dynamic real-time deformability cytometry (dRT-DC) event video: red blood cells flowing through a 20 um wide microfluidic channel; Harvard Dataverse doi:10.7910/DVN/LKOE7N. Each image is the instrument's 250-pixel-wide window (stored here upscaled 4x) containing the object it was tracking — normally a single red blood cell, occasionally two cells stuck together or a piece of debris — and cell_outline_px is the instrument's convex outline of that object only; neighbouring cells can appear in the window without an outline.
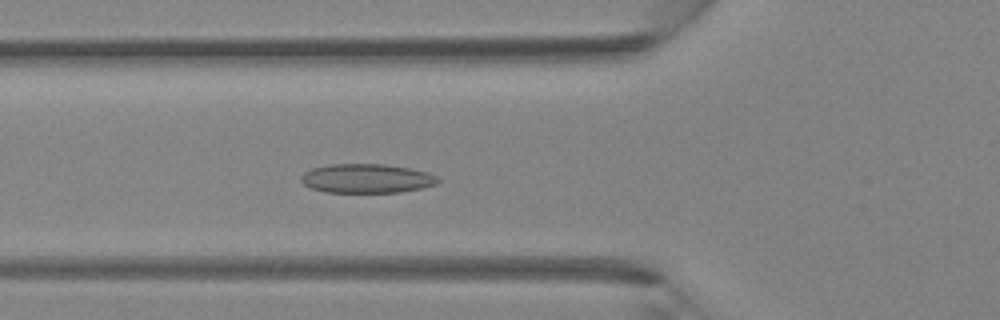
{"species": "Egyptian fruit bat (a non-hibernating species)", "species_latin": "Rousettus aegyptiacus", "temperature_condition": "room temperature", "stored_images_in_passage": 40, "camera_frame_rate_fps": 3000, "um_per_image_px": 0.085, "animal": {"sex": "female"}, "frame": {"image": 1, "passage_image": 15, "time_ms": 4.667, "image_size_px": [1000, 320], "cell_outline_px": [[440, 180], [436, 184], [424, 188], [400, 192], [324, 192], [312, 188], [304, 184], [300, 180], [300, 176], [304, 172], [312, 168], [328, 164], [384, 164], [408, 168], [428, 172], [436, 176]], "centroid_in_image_um": [31.16, 15.17], "position_along_channel_um": 94.6, "area_um2": 23.29}}
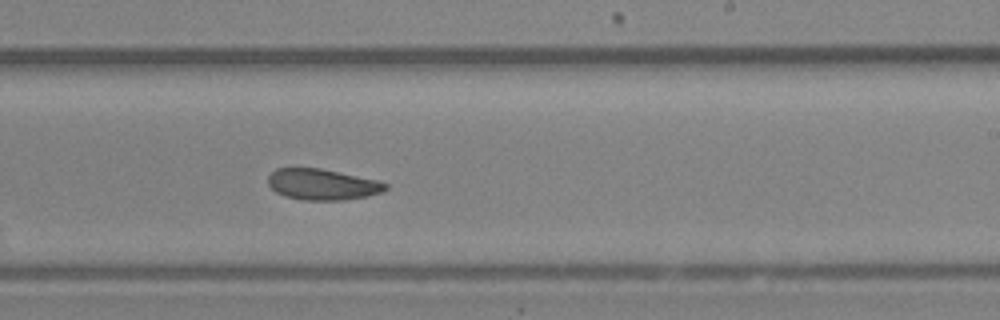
{"frame": {"image": 2, "passage_image": 25, "time_ms": 8.0, "image_size_px": [1000, 320], "cell_outline_px": [[388, 188], [380, 192], [368, 196], [344, 200], [304, 200], [284, 196], [276, 192], [268, 184], [268, 176], [276, 168], [320, 168], [376, 180], [388, 184]], "centroid_in_image_um": [27.38, 15.68], "position_along_channel_um": 261.6, "area_um2": 21.1}}
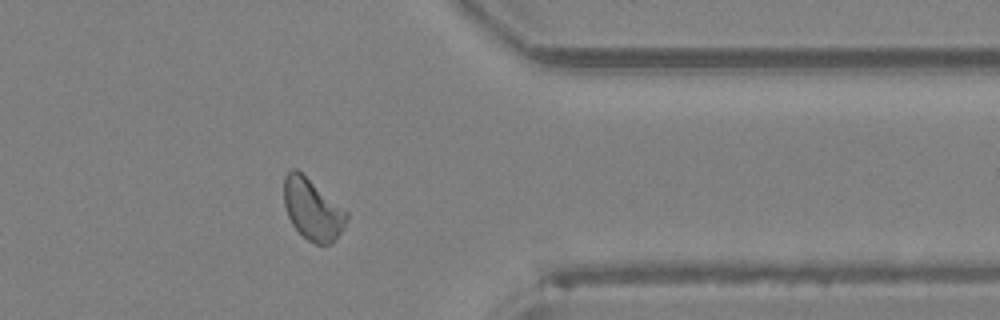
{"frame": {"image": 3, "passage_image": 33, "time_ms": 10.667, "image_size_px": [1000, 320], "cell_outline_px": [[348, 220], [344, 228], [332, 244], [316, 244], [308, 240], [292, 224], [288, 216], [284, 204], [284, 176], [292, 168], [296, 168], [348, 212]], "centroid_in_image_um": [26.57, 17.8], "position_along_channel_um": 384.8, "area_um2": 22.2}}